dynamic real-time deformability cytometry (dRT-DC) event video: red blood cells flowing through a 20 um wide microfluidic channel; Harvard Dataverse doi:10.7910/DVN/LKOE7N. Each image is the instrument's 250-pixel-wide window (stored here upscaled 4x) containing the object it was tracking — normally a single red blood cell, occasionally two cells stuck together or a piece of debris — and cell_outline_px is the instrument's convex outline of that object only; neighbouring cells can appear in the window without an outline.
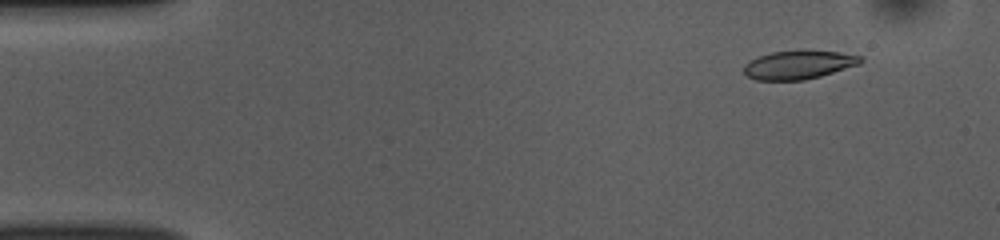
{"species": "common noctule bat (a hibernating species)", "species_latin": "Nyctalus noctula", "temperature_condition": "room temperature", "stored_images_in_passage": 52, "camera_frame_rate_fps": 3000, "um_per_image_px": 0.085, "animal": {"sex": "female", "body_mass_g": 10.0, "forearm_length_mm": 53.1}, "frame": {"image": 1, "passage_image": 5, "time_ms": 1.333, "image_size_px": [1000, 240], "cell_outline_px": [[864, 60], [860, 64], [820, 76], [804, 80], [756, 80], [748, 76], [744, 72], [744, 64], [748, 60], [772, 52], [796, 48], [804, 48], [840, 52], [864, 56]], "centroid_in_image_um": [67.92, 5.46], "position_along_channel_um": 17.1, "area_um2": 20.11}}
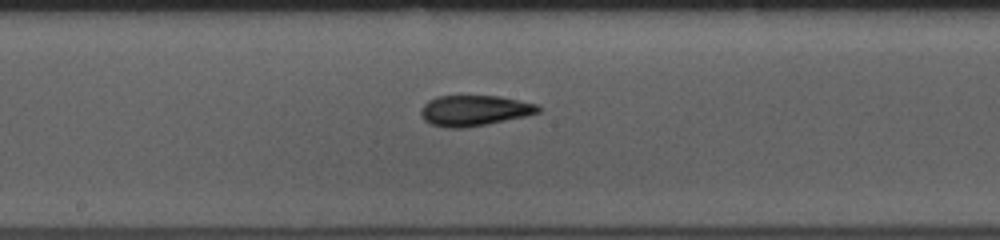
{"frame": {"image": 2, "passage_image": 27, "time_ms": 8.667, "image_size_px": [1000, 240], "cell_outline_px": [[540, 112], [524, 116], [464, 128], [444, 128], [432, 124], [424, 120], [420, 112], [420, 108], [428, 100], [436, 96], [500, 96], [536, 104], [540, 108]], "centroid_in_image_um": [40.26, 9.39], "position_along_channel_um": 207.9, "area_um2": 20.75}}
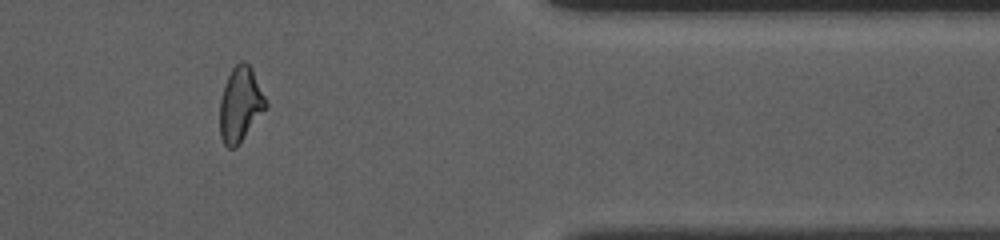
{"frame": {"image": 3, "passage_image": 43, "time_ms": 14.0, "image_size_px": [1000, 240], "cell_outline_px": [[268, 108], [236, 148], [228, 148], [224, 144], [220, 136], [220, 100], [224, 84], [232, 68], [240, 60], [244, 60], [252, 68], [268, 104]], "centroid_in_image_um": [20.44, 8.89], "position_along_channel_um": 391.0, "area_um2": 20.29}, "authors_computed_cell_mechanics": {"area_um2": 20.4612, "velocity_mm_per_s": 3.869, "shape_relaxation_time_tau1_ms": 7.3766, "shape_relaxation_time_tau2_ms": 1.7151, "deformation_change_tau1": 0.2086, "deformation_change_tau2": 0.089}}